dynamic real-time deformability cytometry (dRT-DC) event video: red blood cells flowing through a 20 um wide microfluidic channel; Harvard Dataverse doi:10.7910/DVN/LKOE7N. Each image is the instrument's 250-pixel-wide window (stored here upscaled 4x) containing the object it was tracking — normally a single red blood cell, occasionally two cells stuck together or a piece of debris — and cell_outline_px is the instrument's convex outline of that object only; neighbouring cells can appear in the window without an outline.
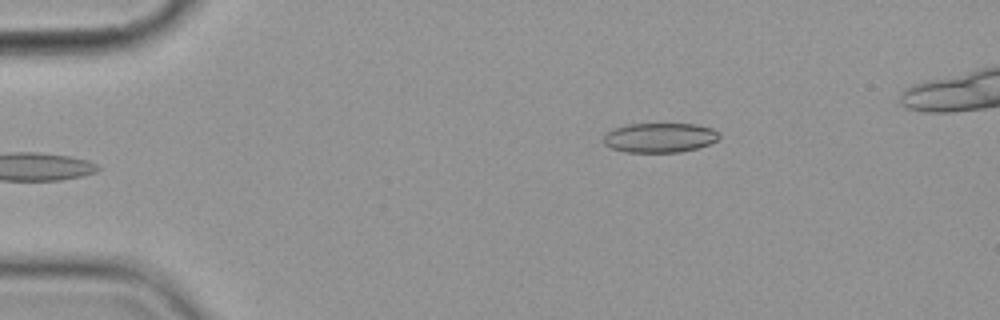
{"species": "common noctule bat (a hibernating species)", "species_latin": "Nyctalus noctula", "temperature_condition": "cold", "stored_images_in_passage": 5, "camera_frame_rate_fps": 3000, "um_per_image_px": 0.085, "animal": {"sex": "female", "body_mass_g": 19.9}, "frame": {"image": 1, "passage_image": 5, "time_ms": 5.667, "image_size_px": [1000, 320], "cell_outline_px": [[720, 136], [716, 140], [708, 144], [696, 148], [680, 152], [624, 152], [612, 148], [604, 144], [604, 132], [612, 128], [628, 124], [696, 124], [712, 128], [720, 132]], "centroid_in_image_um": [56.05, 11.69], "position_along_channel_um": 29.0, "area_um2": 20.06}}